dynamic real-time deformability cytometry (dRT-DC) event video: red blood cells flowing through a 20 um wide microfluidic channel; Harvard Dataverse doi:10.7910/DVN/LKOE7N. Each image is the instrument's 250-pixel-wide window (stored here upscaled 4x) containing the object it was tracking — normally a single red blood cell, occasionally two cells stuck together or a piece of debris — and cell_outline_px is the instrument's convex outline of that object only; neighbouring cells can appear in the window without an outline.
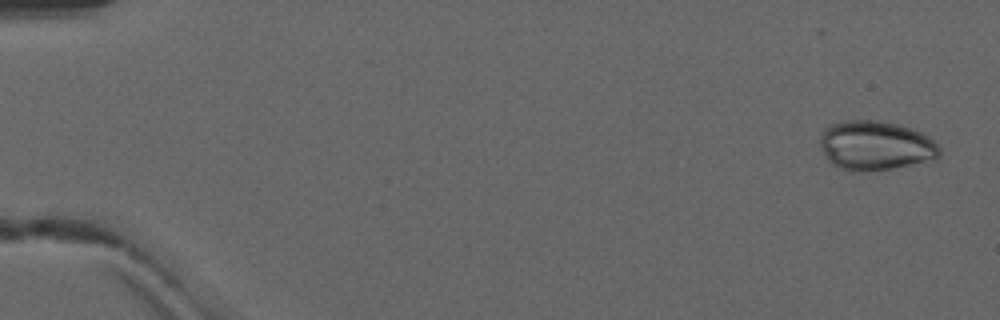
{"species": "common noctule bat (a hibernating species)", "species_latin": "Nyctalus noctula", "temperature_condition": "warm", "stored_images_in_passage": 50, "camera_frame_rate_fps": 3000, "um_per_image_px": 0.085, "animal": {"sex": "male", "forearm_length_mm": 52.5}, "frame": {"image": 1, "passage_image": 2, "time_ms": 0.333, "image_size_px": [1000, 320], "cell_outline_px": [[940, 156], [936, 160], [892, 168], [860, 172], [848, 172], [832, 164], [828, 160], [820, 148], [820, 132], [824, 128], [832, 124], [844, 120], [880, 120], [912, 128], [928, 136], [940, 148]], "centroid_in_image_um": [74.4, 12.38], "position_along_channel_um": 10.6, "area_um2": 34.85}}
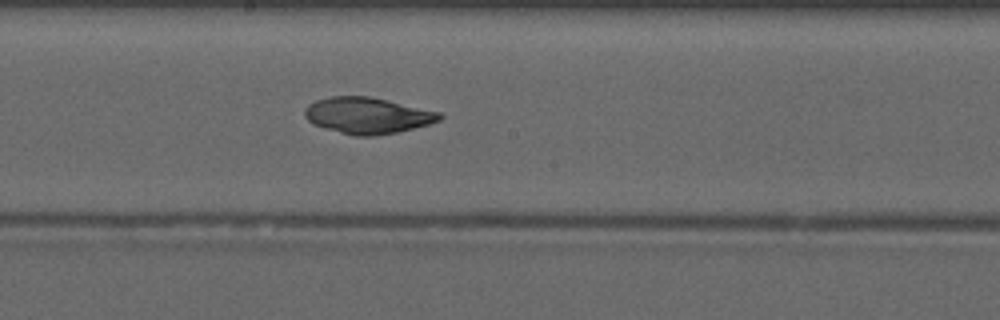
{"frame": {"image": 2, "passage_image": 28, "time_ms": 9.0, "image_size_px": [1000, 320], "cell_outline_px": [[444, 116], [440, 120], [428, 124], [396, 132], [376, 136], [352, 136], [324, 128], [312, 124], [304, 116], [304, 108], [308, 104], [316, 100], [328, 96], [368, 96], [440, 112]], "centroid_in_image_um": [31.18, 9.82], "position_along_channel_um": 217.0, "area_um2": 28.5}}
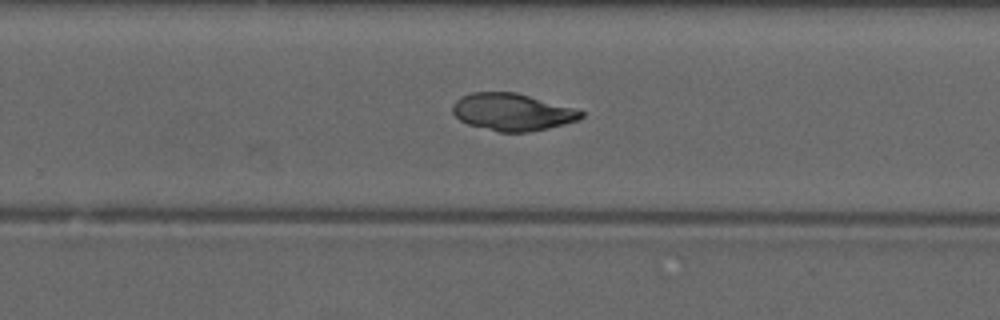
{"frame": {"image": 3, "passage_image": 33, "time_ms": 10.667, "image_size_px": [1000, 320], "cell_outline_px": [[584, 116], [580, 120], [548, 128], [528, 132], [500, 132], [468, 124], [460, 120], [452, 112], [452, 104], [460, 96], [472, 92], [516, 92], [572, 108], [584, 112]], "centroid_in_image_um": [43.52, 9.52], "position_along_channel_um": 286.3, "area_um2": 27.74}, "authors_computed_cell_mechanics": {"area_um2": 29.3335, "velocity_mm_per_s": 4.1856, "shape_relaxation_time_tau1_ms": null, "shape_relaxation_time_tau2_ms": 2.8263, "deformation_change_tau1": null, "deformation_change_tau2": 0.0599}}